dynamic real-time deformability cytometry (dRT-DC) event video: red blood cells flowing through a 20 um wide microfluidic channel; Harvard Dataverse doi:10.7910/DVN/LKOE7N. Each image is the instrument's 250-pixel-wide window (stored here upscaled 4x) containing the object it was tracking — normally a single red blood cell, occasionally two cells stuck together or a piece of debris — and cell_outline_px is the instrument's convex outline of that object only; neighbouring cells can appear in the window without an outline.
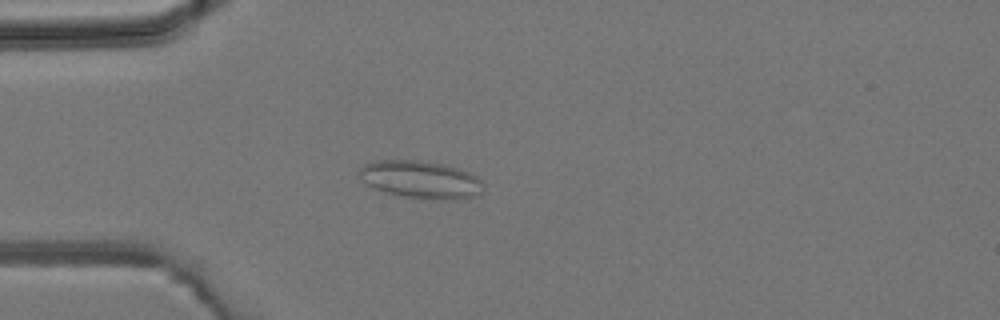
{"species": "common noctule bat (a hibernating species)", "species_latin": "Nyctalus noctula", "temperature_condition": "room temperature", "stored_images_in_passage": 4, "camera_frame_rate_fps": 3000, "um_per_image_px": 0.085, "animal": {"sex": "male", "body_mass_g": 19.2, "forearm_length_mm": 51.8}, "frame": {"image": 1, "passage_image": 4, "time_ms": 3.333, "image_size_px": [1000, 320], "cell_outline_px": [[484, 188], [480, 192], [472, 196], [404, 196], [388, 192], [376, 188], [368, 184], [364, 180], [360, 172], [360, 168], [364, 164], [380, 160], [416, 160], [440, 164], [456, 168], [468, 172], [476, 176], [484, 184]], "centroid_in_image_um": [35.72, 15.19], "position_along_channel_um": 49.3, "area_um2": 25.37}}